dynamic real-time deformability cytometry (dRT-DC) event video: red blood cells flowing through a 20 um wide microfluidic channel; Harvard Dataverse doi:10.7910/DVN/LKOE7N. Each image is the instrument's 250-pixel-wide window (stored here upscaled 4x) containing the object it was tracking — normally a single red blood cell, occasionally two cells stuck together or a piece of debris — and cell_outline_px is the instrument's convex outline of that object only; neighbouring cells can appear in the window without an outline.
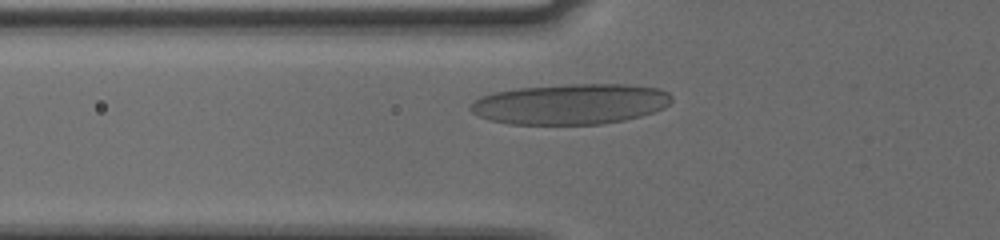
{"species": "human", "species_latin": "Homo sapiens", "temperature_condition": "cold", "stored_images_in_passage": 31, "camera_frame_rate_fps": 3000, "um_per_image_px": 0.085, "donor": {"sex": "male"}, "frame": {"image": 1, "passage_image": 2, "time_ms": 0.333, "image_size_px": [1000, 240], "cell_outline_px": [[672, 100], [664, 108], [640, 116], [624, 120], [600, 124], [508, 124], [488, 120], [472, 112], [468, 108], [480, 96], [496, 92], [516, 88], [568, 84], [628, 84], [660, 88], [668, 92], [672, 96]], "centroid_in_image_um": [48.51, 8.84], "position_along_channel_um": 77.3, "area_um2": 47.63}}
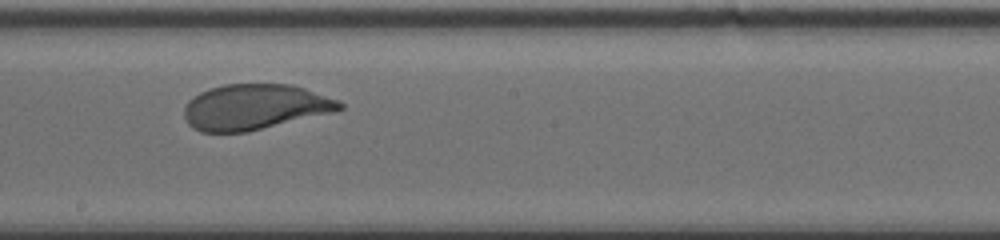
{"frame": {"image": 2, "passage_image": 14, "time_ms": 4.333, "image_size_px": [1000, 240], "cell_outline_px": [[344, 108], [336, 112], [248, 132], [200, 132], [192, 128], [188, 124], [184, 116], [184, 108], [188, 100], [200, 92], [224, 84], [292, 84], [340, 100], [344, 104]], "centroid_in_image_um": [21.69, 9.1], "position_along_channel_um": 226.5, "area_um2": 41.62}}
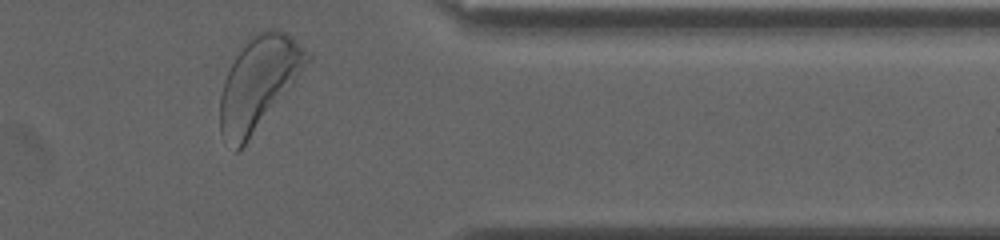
{"frame": {"image": 3, "passage_image": 28, "time_ms": 9.0, "image_size_px": [1000, 240], "cell_outline_px": [[312, 60], [244, 144], [236, 152], [220, 132], [220, 96], [224, 80], [236, 56], [248, 36], [256, 32], [268, 28], [280, 28], [292, 36], [312, 56]], "centroid_in_image_um": [22.0, 6.96], "position_along_channel_um": 389.4, "area_um2": 46.24}, "authors_computed_cell_mechanics": {"area_um2": 42.0206, "velocity_mm_per_s": 3.7227, "shape_relaxation_time_tau1_ms": 2.3704, "shape_relaxation_time_tau2_ms": null, "deformation_change_tau1": 0.1219, "deformation_change_tau2": null}}